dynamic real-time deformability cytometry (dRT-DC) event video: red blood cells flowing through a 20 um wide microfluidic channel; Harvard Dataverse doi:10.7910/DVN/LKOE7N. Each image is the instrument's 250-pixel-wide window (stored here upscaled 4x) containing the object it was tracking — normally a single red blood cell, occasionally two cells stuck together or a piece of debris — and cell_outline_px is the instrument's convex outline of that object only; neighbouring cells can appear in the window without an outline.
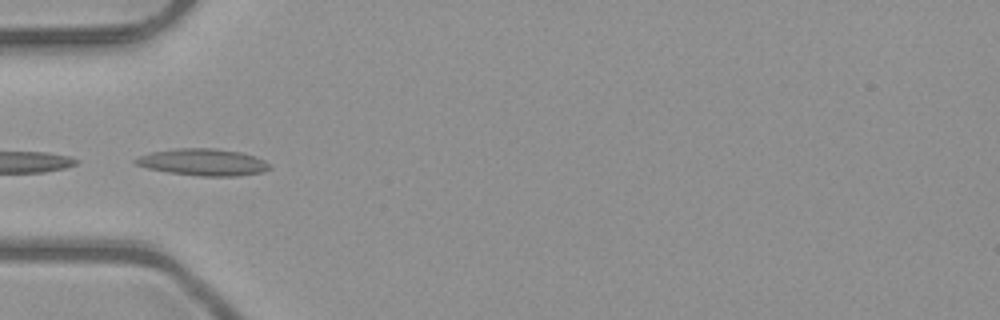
{"species": "common noctule bat (a hibernating species)", "species_latin": "Nyctalus noctula", "temperature_condition": "room temperature", "stored_images_in_passage": 6, "camera_frame_rate_fps": 3000, "um_per_image_px": 0.085, "animal": {"sex": "male", "body_mass_g": 23.1, "forearm_length_mm": 52.7}, "frame": {"image": 1, "passage_image": 1, "time_ms": 0.0, "image_size_px": [1000, 320], "cell_outline_px": [[272, 168], [264, 172], [236, 176], [200, 176], [168, 172], [148, 168], [136, 164], [132, 160], [140, 156], [152, 152], [176, 148], [216, 148], [240, 152], [264, 160], [272, 164]], "centroid_in_image_um": [17.3, 13.79], "position_along_channel_um": 67.7, "area_um2": 20.98}}